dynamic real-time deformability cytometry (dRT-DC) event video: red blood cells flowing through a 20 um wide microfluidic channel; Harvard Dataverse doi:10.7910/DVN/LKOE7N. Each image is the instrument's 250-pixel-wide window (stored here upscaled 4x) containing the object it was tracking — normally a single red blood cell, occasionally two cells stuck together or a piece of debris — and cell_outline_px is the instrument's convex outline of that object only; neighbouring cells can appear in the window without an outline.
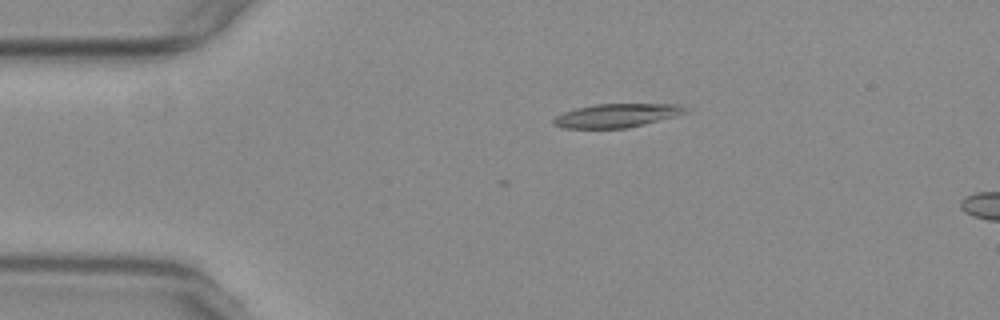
{"species": "common noctule bat (a hibernating species)", "species_latin": "Nyctalus noctula", "temperature_condition": "warm", "stored_images_in_passage": 15, "camera_frame_rate_fps": 3000, "um_per_image_px": 0.085, "animal": {"sex": "female", "body_mass_g": 29.2, "forearm_length_mm": 56.3}, "frame": {"image": 1, "passage_image": 11, "time_ms": 3.333, "image_size_px": [1000, 320], "cell_outline_px": [[688, 112], [676, 116], [628, 128], [560, 128], [552, 124], [552, 120], [556, 116], [564, 112], [576, 108], [592, 104], [680, 104], [688, 108]], "centroid_in_image_um": [52.41, 9.82], "position_along_channel_um": 32.6, "area_um2": 18.32}}